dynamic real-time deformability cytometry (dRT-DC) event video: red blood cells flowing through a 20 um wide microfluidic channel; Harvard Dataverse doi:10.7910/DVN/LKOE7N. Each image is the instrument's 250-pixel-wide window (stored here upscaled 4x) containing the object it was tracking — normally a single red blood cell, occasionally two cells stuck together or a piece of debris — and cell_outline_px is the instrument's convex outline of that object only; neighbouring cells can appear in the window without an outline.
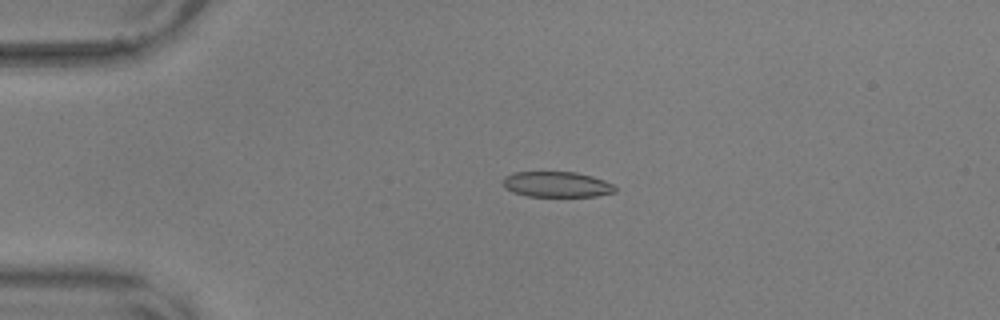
{"species": "common noctule bat (a hibernating species)", "species_latin": "Nyctalus noctula", "temperature_condition": "warm", "stored_images_in_passage": 52, "camera_frame_rate_fps": 3000, "um_per_image_px": 0.085, "animal": {"sex": "male", "body_mass_g": 17.9, "forearm_length_mm": 54.2}, "frame": {"image": 1, "passage_image": 9, "time_ms": 2.667, "image_size_px": [1000, 320], "cell_outline_px": [[616, 192], [596, 196], [528, 196], [512, 192], [504, 188], [504, 176], [512, 172], [576, 172], [592, 176], [604, 180], [612, 184], [616, 188]], "centroid_in_image_um": [47.31, 15.67], "position_along_channel_um": 37.7, "area_um2": 16.7}}
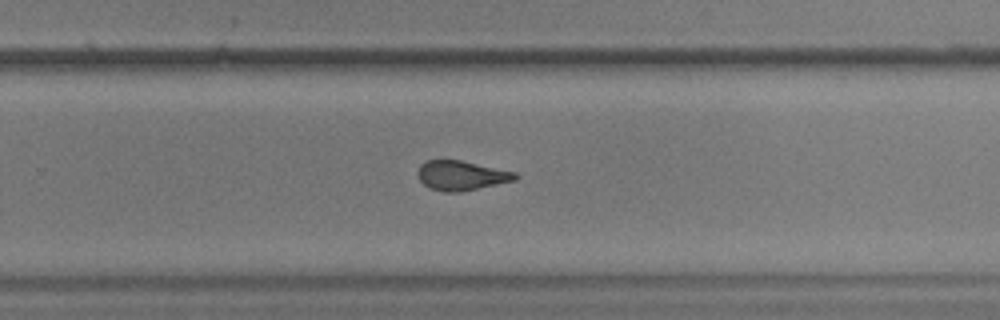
{"frame": {"image": 2, "passage_image": 33, "time_ms": 10.667, "image_size_px": [1000, 320], "cell_outline_px": [[520, 176], [516, 180], [460, 192], [444, 192], [428, 188], [416, 176], [416, 172], [420, 164], [428, 160], [460, 160], [516, 172]], "centroid_in_image_um": [39.19, 14.92], "position_along_channel_um": 290.6, "area_um2": 16.94}}
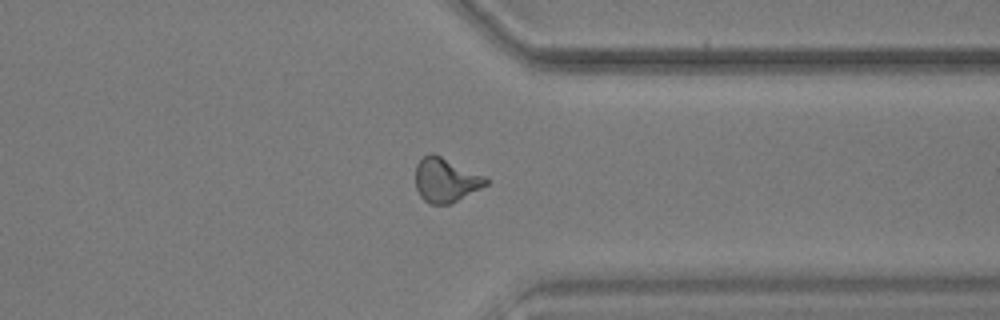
{"frame": {"image": 3, "passage_image": 40, "time_ms": 13.0, "image_size_px": [1000, 320], "cell_outline_px": [[488, 184], [448, 204], [432, 204], [424, 200], [420, 196], [416, 188], [416, 164], [428, 152], [432, 152], [484, 176], [488, 180]], "centroid_in_image_um": [37.84, 15.29], "position_along_channel_um": 373.6, "area_um2": 17.74}, "authors_computed_cell_mechanics": {"area_um2": 17.7446, "velocity_mm_per_s": 3.626, "shape_relaxation_time_tau1_ms": 6.8697, "shape_relaxation_time_tau2_ms": 2.0003, "deformation_change_tau1": 0.1964, "deformation_change_tau2": 0.0869}}